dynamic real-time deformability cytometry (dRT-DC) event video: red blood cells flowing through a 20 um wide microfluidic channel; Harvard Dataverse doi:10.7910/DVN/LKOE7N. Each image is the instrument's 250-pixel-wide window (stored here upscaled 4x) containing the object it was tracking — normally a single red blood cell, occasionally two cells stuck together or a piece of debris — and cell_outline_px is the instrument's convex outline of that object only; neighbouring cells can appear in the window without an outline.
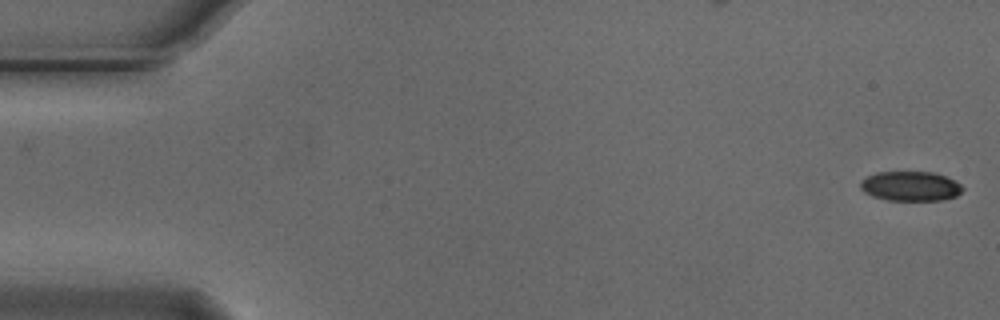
{"species": "Egyptian fruit bat (a non-hibernating species)", "species_latin": "Rousettus aegyptiacus", "temperature_condition": "cold", "stored_images_in_passage": 2, "camera_frame_rate_fps": 3000, "um_per_image_px": 0.085, "animal": {"sex": "male"}, "frame": {"image": 1, "passage_image": 2, "time_ms": 0.333, "image_size_px": [1000, 320], "cell_outline_px": [[964, 188], [956, 196], [944, 200], [888, 200], [872, 196], [864, 192], [860, 188], [860, 184], [868, 176], [876, 172], [932, 172], [944, 176], [960, 184]], "centroid_in_image_um": [77.39, 15.83], "position_along_channel_um": 7.6, "area_um2": 17.46}}